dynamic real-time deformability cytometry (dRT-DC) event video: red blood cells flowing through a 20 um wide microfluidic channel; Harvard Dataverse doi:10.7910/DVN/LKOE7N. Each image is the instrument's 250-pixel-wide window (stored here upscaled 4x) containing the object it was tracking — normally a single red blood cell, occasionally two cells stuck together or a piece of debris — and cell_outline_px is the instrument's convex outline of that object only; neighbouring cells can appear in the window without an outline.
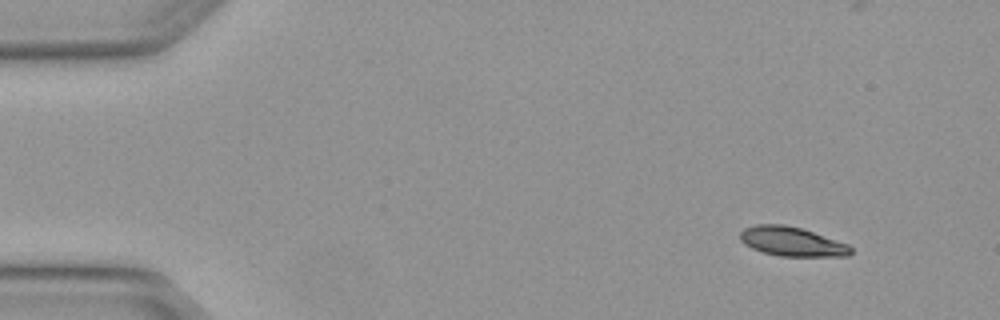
{"species": "Egyptian fruit bat (a non-hibernating species)", "species_latin": "Rousettus aegyptiacus", "temperature_condition": "warm", "stored_images_in_passage": 7, "camera_frame_rate_fps": 3000, "um_per_image_px": 0.085, "animal": {"sex": "female"}, "frame": {"image": 1, "passage_image": 1, "time_ms": 0.0, "image_size_px": [1000, 320], "cell_outline_px": [[852, 252], [848, 256], [780, 256], [764, 252], [752, 248], [744, 244], [740, 240], [740, 232], [744, 228], [756, 224], [784, 224], [800, 228], [848, 244], [852, 248]], "centroid_in_image_um": [67.29, 20.53], "position_along_channel_um": 17.7, "area_um2": 18.73}}
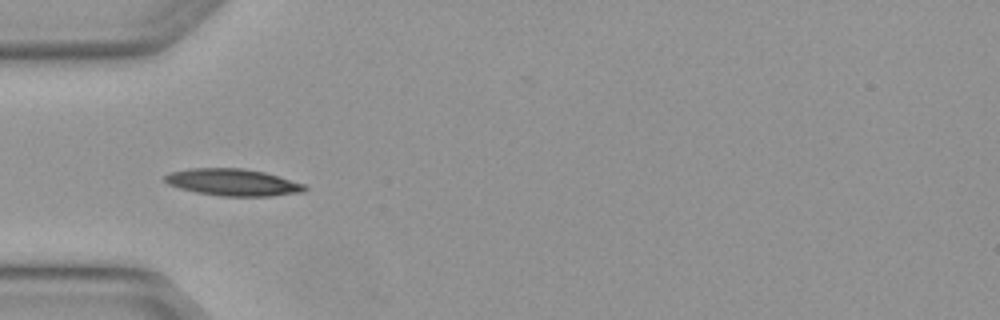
{"frame": {"image": 2, "passage_image": 4, "time_ms": 1.0, "image_size_px": [1000, 320], "cell_outline_px": [[308, 188], [304, 192], [272, 196], [220, 196], [196, 192], [180, 188], [168, 184], [164, 180], [164, 176], [168, 172], [192, 168], [240, 168], [264, 172], [304, 184]], "centroid_in_image_um": [19.78, 15.5], "position_along_channel_um": 65.2, "area_um2": 21.91}}
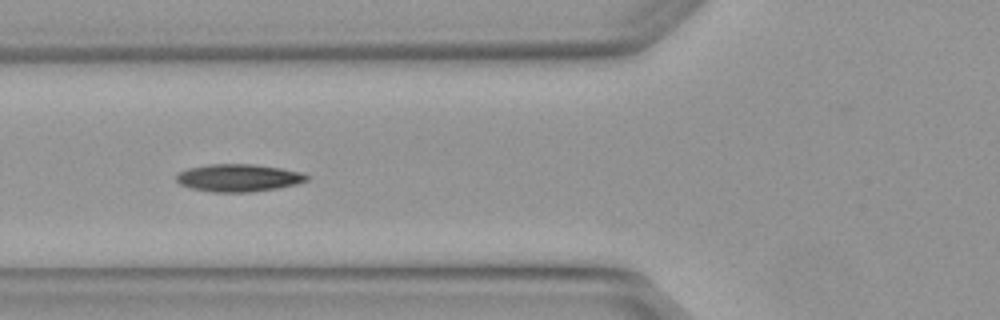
{"frame": {"image": 3, "passage_image": 5, "time_ms": 1.333, "image_size_px": [1000, 320], "cell_outline_px": [[308, 180], [296, 184], [276, 188], [252, 192], [212, 192], [192, 188], [180, 184], [176, 180], [176, 176], [180, 172], [188, 168], [208, 164], [256, 164], [280, 168], [300, 172], [308, 176]], "centroid_in_image_um": [20.26, 15.11], "position_along_channel_um": 105.5, "area_um2": 20.81}}